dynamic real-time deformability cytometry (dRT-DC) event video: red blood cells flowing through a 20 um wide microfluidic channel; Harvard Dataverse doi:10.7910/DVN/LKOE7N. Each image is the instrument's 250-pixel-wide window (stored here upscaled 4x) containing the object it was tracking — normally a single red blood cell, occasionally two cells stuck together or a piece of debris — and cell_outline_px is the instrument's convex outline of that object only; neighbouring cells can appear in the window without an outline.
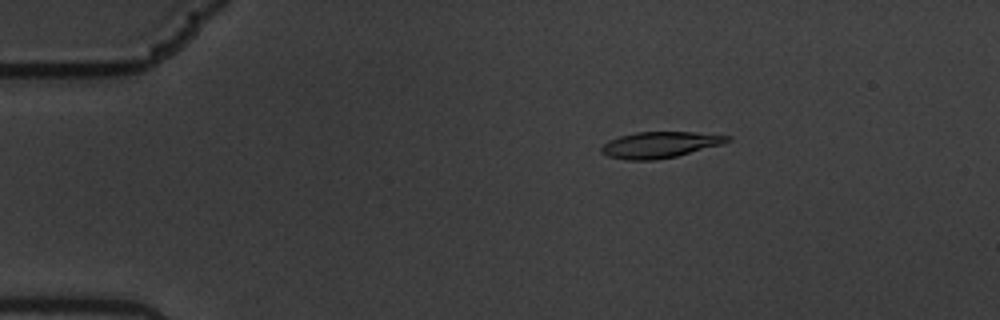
{"species": "common noctule bat (a hibernating species)", "species_latin": "Nyctalus noctula", "temperature_condition": "warm", "stored_images_in_passage": 52, "camera_frame_rate_fps": 3000, "um_per_image_px": 0.085, "animal": {"sex": "male", "body_mass_g": 19.5, "forearm_length_mm": 54.6}, "frame": {"image": 1, "passage_image": 3, "time_ms": 0.667, "image_size_px": [1000, 320], "cell_outline_px": [[732, 140], [720, 144], [676, 156], [656, 160], [628, 160], [608, 156], [600, 152], [600, 148], [608, 140], [620, 136], [636, 132], [692, 132], [732, 136]], "centroid_in_image_um": [56.05, 12.3], "position_along_channel_um": 28.9, "area_um2": 19.02}}
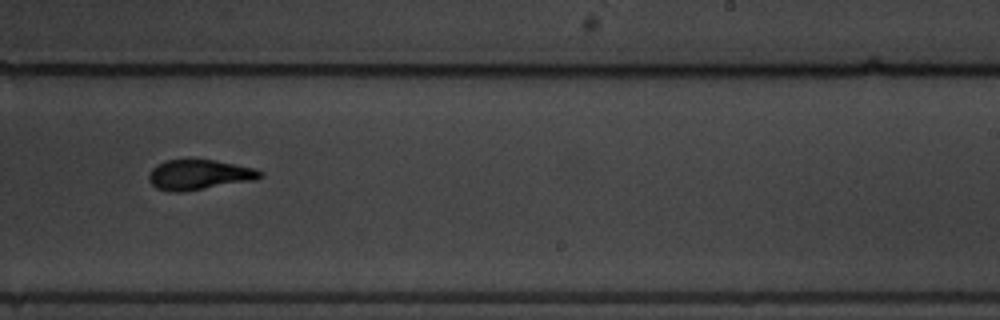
{"frame": {"image": 2, "passage_image": 30, "time_ms": 9.667, "image_size_px": [1000, 320], "cell_outline_px": [[264, 176], [256, 180], [184, 192], [168, 192], [156, 188], [148, 180], [148, 176], [152, 168], [164, 160], [216, 160], [252, 168], [264, 172]], "centroid_in_image_um": [16.92, 14.87], "position_along_channel_um": 272.1, "area_um2": 19.65}}
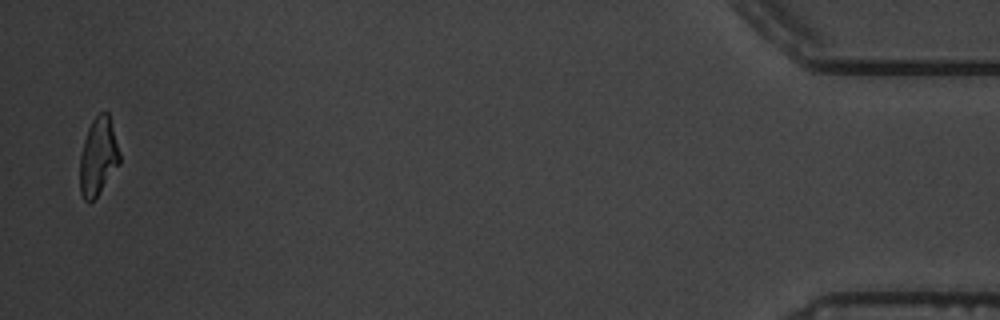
{"frame": {"image": 3, "passage_image": 51, "time_ms": 16.667, "image_size_px": [1000, 320], "cell_outline_px": [[120, 164], [96, 196], [88, 204], [84, 200], [80, 192], [80, 156], [84, 140], [88, 128], [92, 120], [100, 112], [108, 112], [120, 152]], "centroid_in_image_um": [8.34, 13.31], "position_along_channel_um": 426.9, "area_um2": 17.92}, "authors_computed_cell_mechanics": {"area_um2": 19.4786, "velocity_mm_per_s": 3.417, "shape_relaxation_time_tau1_ms": 5.2557, "shape_relaxation_time_tau2_ms": 2.543, "deformation_change_tau1": 0.2129, "deformation_change_tau2": 0.0994}}